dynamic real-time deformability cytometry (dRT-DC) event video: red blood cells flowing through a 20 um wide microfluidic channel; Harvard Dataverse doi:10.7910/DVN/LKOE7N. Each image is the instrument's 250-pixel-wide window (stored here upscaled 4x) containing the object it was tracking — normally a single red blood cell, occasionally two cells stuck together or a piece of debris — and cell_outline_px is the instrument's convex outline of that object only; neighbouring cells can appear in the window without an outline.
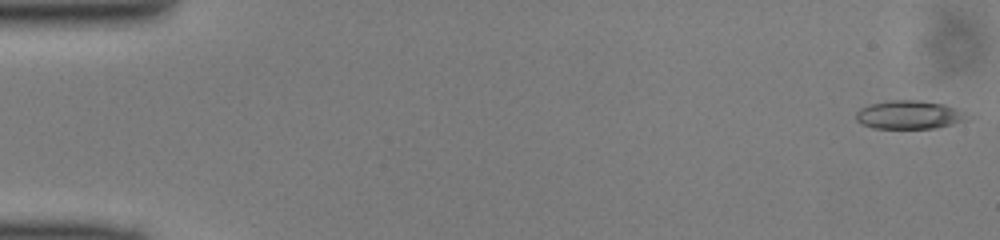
{"species": "common noctule bat (a hibernating species)", "species_latin": "Nyctalus noctula", "temperature_condition": "cold", "stored_images_in_passage": 49, "camera_frame_rate_fps": 3000, "um_per_image_px": 0.085, "animal": {"sex": "male", "body_mass_g": 13.0, "forearm_length_mm": 53.1}, "frame": {"image": 1, "passage_image": 1, "time_ms": 0.0, "image_size_px": [1000, 240], "cell_outline_px": [[976, 116], [968, 120], [936, 128], [872, 128], [856, 120], [856, 112], [860, 108], [868, 104], [892, 100], [920, 100], [944, 104], [956, 108]], "centroid_in_image_um": [77.36, 9.75], "position_along_channel_um": 7.6, "area_um2": 18.73}}
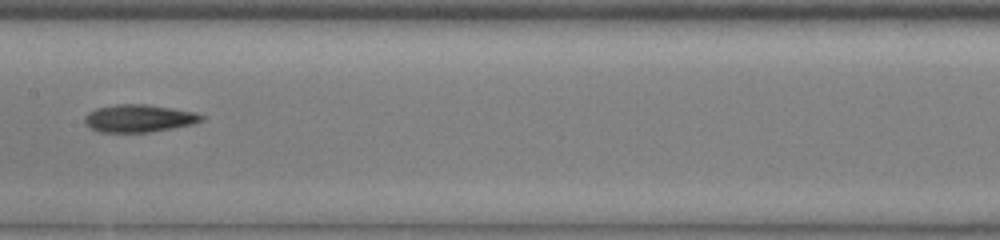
{"frame": {"image": 2, "passage_image": 25, "time_ms": 8.0, "image_size_px": [1000, 240], "cell_outline_px": [[204, 120], [192, 124], [172, 128], [148, 132], [100, 132], [84, 124], [84, 116], [88, 112], [96, 108], [116, 104], [148, 104], [196, 112], [204, 116]], "centroid_in_image_um": [11.8, 10.05], "position_along_channel_um": 195.6, "area_um2": 18.84}}
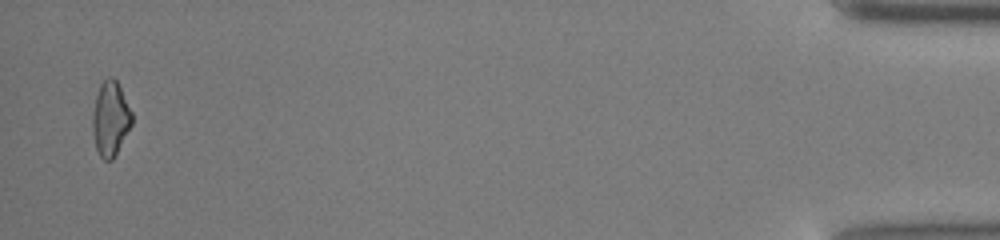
{"frame": {"image": 3, "passage_image": 48, "time_ms": 15.667, "image_size_px": [1000, 240], "cell_outline_px": [[132, 124], [112, 160], [104, 160], [100, 156], [96, 148], [92, 132], [92, 116], [96, 96], [100, 84], [108, 76], [112, 76], [116, 80], [132, 112]], "centroid_in_image_um": [9.37, 10.08], "position_along_channel_um": 425.8, "area_um2": 16.94}}